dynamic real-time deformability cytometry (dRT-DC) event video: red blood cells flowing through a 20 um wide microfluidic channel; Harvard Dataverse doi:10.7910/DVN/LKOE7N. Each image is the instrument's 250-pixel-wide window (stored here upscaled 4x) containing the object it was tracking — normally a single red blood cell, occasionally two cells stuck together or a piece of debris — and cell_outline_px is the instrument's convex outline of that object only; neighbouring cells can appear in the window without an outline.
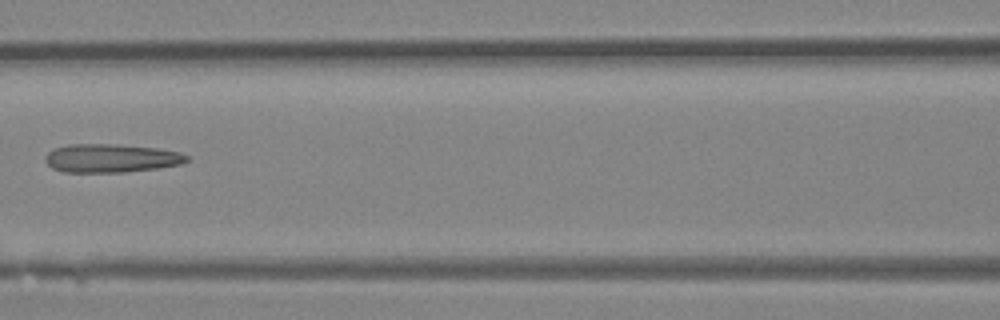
{"species": "Egyptian fruit bat (a non-hibernating species)", "species_latin": "Rousettus aegyptiacus", "temperature_condition": "room temperature", "stored_images_in_passage": 6, "camera_frame_rate_fps": 3000, "um_per_image_px": 0.085, "animal": {"sex": "female"}, "frame": {"image": 1, "passage_image": 6, "time_ms": 1.667, "image_size_px": [1000, 320], "cell_outline_px": [[188, 160], [180, 164], [160, 168], [124, 172], [64, 172], [52, 168], [44, 160], [44, 156], [48, 152], [56, 148], [68, 144], [116, 144], [156, 148], [180, 152], [188, 156]], "centroid_in_image_um": [9.43, 13.45], "position_along_channel_um": 157.2, "area_um2": 23.52}}